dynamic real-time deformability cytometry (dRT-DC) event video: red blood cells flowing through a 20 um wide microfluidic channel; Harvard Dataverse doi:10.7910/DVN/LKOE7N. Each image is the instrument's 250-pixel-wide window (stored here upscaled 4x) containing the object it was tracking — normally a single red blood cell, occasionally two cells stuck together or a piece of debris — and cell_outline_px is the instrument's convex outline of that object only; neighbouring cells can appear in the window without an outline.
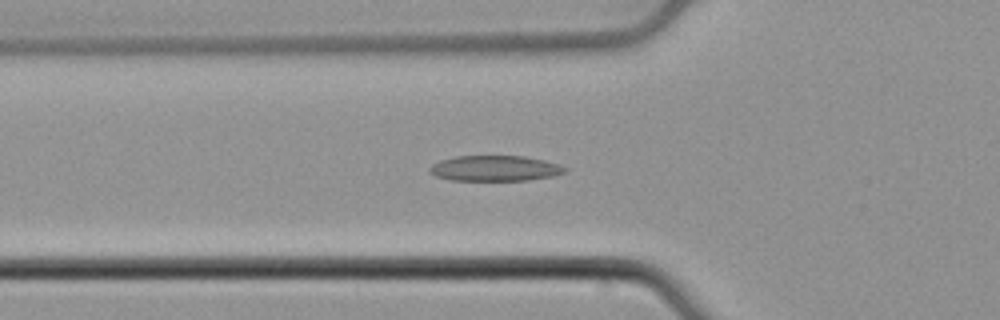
{"species": "common noctule bat (a hibernating species)", "species_latin": "Nyctalus noctula", "temperature_condition": "cold", "stored_images_in_passage": 48, "camera_frame_rate_fps": 3000, "um_per_image_px": 0.085, "animal": {"sex": "male", "body_mass_g": 21.5, "forearm_length_mm": 52.0}, "frame": {"image": 1, "passage_image": 17, "time_ms": 5.333, "image_size_px": [1000, 320], "cell_outline_px": [[568, 168], [564, 172], [556, 176], [528, 180], [452, 180], [436, 176], [428, 172], [428, 168], [432, 164], [440, 160], [456, 156], [524, 156], [544, 160], [560, 164]], "centroid_in_image_um": [42.08, 14.3], "position_along_channel_um": 83.7, "area_um2": 20.23}}
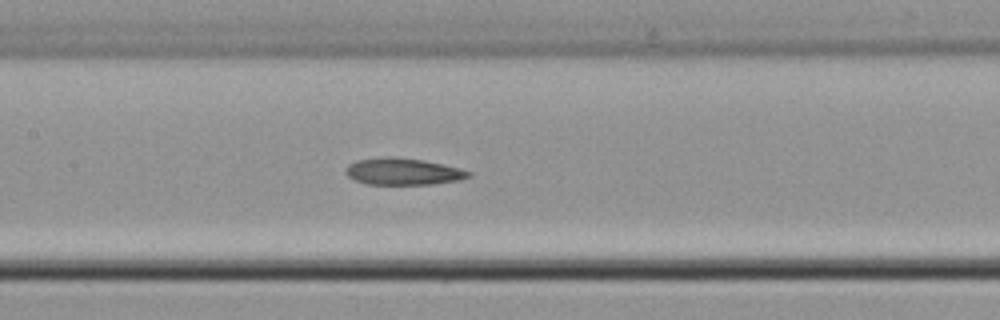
{"frame": {"image": 2, "passage_image": 24, "time_ms": 7.667, "image_size_px": [1000, 320], "cell_outline_px": [[472, 176], [460, 180], [432, 184], [368, 184], [356, 180], [348, 176], [344, 172], [348, 164], [356, 160], [388, 156], [420, 160], [440, 164], [472, 172]], "centroid_in_image_um": [34.23, 14.58], "position_along_channel_um": 173.2, "area_um2": 18.9}}
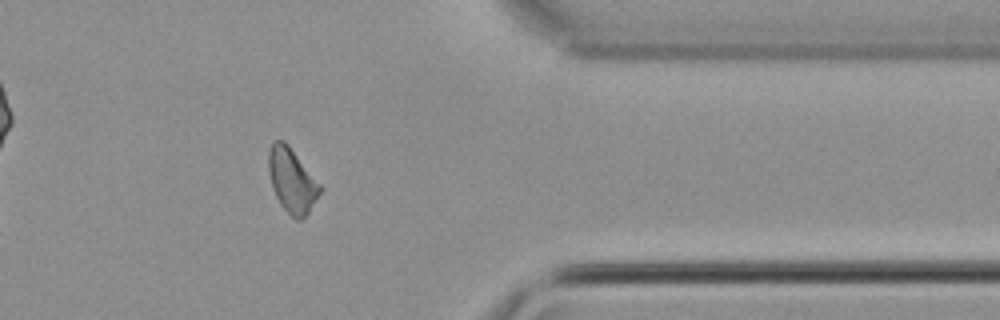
{"frame": {"image": 3, "passage_image": 42, "time_ms": 13.667, "image_size_px": [1000, 320], "cell_outline_px": [[324, 188], [304, 220], [296, 220], [280, 204], [272, 188], [268, 168], [268, 148], [276, 140], [284, 140], [288, 144]], "centroid_in_image_um": [24.83, 15.35], "position_along_channel_um": 386.6, "area_um2": 19.48}, "authors_computed_cell_mechanics": {"area_um2": 19.6231, "velocity_mm_per_s": 3.8204, "shape_relaxation_time_tau1_ms": null, "shape_relaxation_time_tau2_ms": 6.0591, "deformation_change_tau1": null, "deformation_change_tau2": 0.1001}}